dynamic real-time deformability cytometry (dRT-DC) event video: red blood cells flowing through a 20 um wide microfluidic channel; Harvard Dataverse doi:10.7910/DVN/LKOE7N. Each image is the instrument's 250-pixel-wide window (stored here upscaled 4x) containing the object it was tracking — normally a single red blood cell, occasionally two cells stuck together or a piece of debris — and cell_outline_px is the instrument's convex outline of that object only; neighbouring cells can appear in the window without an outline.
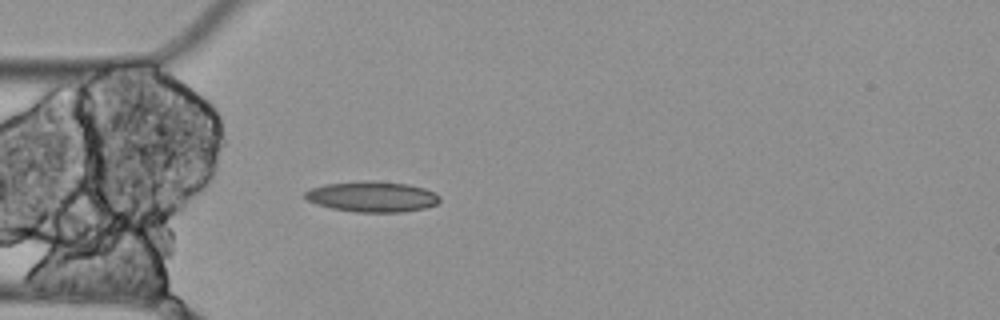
{"species": "Egyptian fruit bat (a non-hibernating species)", "species_latin": "Rousettus aegyptiacus", "temperature_condition": "cold", "stored_images_in_passage": 5, "camera_frame_rate_fps": 3000, "um_per_image_px": 0.085, "animal": {"sex": "female"}, "frame": {"image": 1, "passage_image": 5, "time_ms": 1.333, "image_size_px": [1000, 320], "cell_outline_px": [[440, 200], [436, 204], [424, 208], [400, 212], [356, 212], [332, 208], [316, 204], [308, 200], [304, 196], [304, 192], [308, 188], [324, 184], [360, 180], [372, 180], [408, 184], [424, 188], [436, 192], [440, 196]], "centroid_in_image_um": [31.61, 16.7], "position_along_channel_um": 53.4, "area_um2": 24.28}}